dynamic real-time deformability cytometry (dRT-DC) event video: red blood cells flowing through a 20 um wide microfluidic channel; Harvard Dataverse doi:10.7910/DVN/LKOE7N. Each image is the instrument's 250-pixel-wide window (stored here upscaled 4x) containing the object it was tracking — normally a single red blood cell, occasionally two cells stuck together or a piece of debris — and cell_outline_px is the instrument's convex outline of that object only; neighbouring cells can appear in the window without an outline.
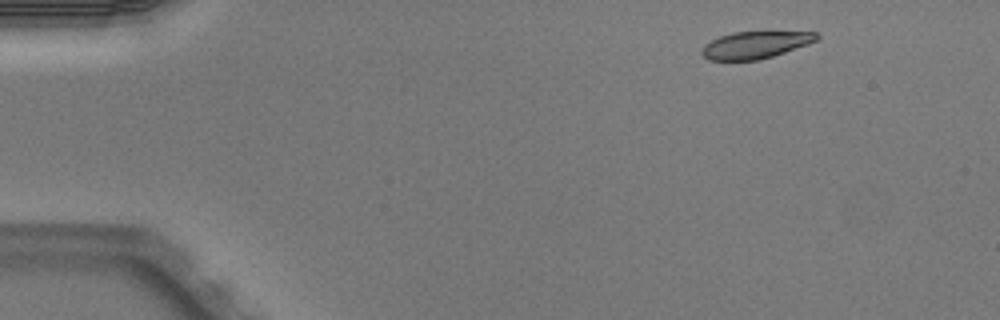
{"species": "Egyptian fruit bat (a non-hibernating species)", "species_latin": "Rousettus aegyptiacus", "temperature_condition": "warm", "stored_images_in_passage": 4, "camera_frame_rate_fps": 3000, "um_per_image_px": 0.085, "animal": {"sex": "male"}, "frame": {"image": 1, "passage_image": 1, "time_ms": 0.0, "image_size_px": [1000, 320], "cell_outline_px": [[820, 36], [816, 40], [808, 44], [760, 60], [708, 60], [700, 52], [704, 44], [720, 36], [732, 32], [768, 28], [816, 32]], "centroid_in_image_um": [64.26, 3.74], "position_along_channel_um": 20.7, "area_um2": 19.19}}
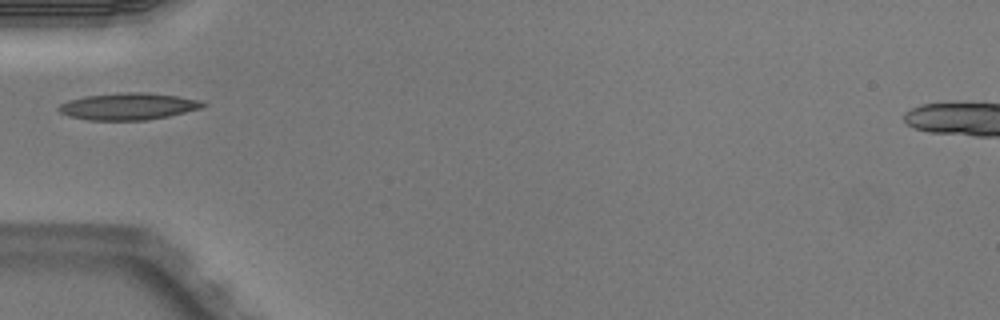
{"frame": {"image": 2, "passage_image": 4, "time_ms": 1.0, "image_size_px": [1000, 320], "cell_outline_px": [[208, 104], [200, 108], [168, 116], [144, 120], [88, 120], [68, 116], [60, 112], [56, 108], [60, 104], [68, 100], [84, 96], [120, 92], [144, 92], [176, 96], [200, 100]], "centroid_in_image_um": [10.86, 9.03], "position_along_channel_um": 74.1, "area_um2": 22.54}}